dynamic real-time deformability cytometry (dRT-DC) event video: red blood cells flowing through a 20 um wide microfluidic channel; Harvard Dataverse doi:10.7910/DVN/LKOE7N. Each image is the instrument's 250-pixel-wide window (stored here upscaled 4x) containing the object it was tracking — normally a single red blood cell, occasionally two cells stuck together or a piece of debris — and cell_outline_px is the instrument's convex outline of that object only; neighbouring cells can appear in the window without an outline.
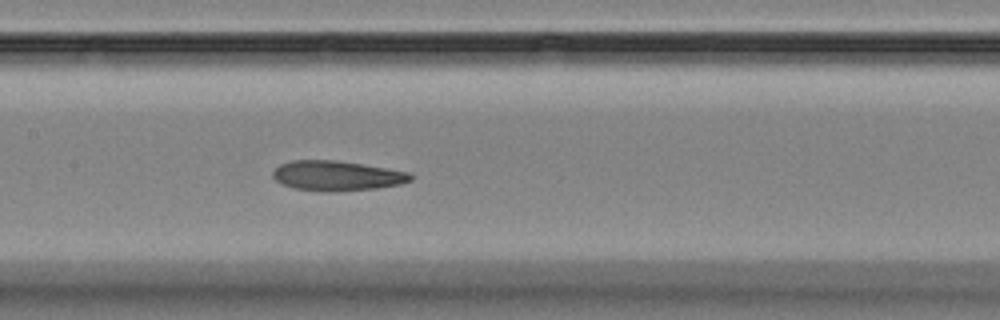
{"species": "Egyptian fruit bat (a non-hibernating species)", "species_latin": "Rousettus aegyptiacus", "temperature_condition": "room temperature", "stored_images_in_passage": 6, "camera_frame_rate_fps": 3000, "um_per_image_px": 0.085, "animal": {"sex": "female"}, "frame": {"image": 1, "passage_image": 6, "time_ms": 7.0, "image_size_px": [1000, 320], "cell_outline_px": [[412, 180], [400, 184], [376, 188], [332, 192], [324, 192], [292, 188], [280, 184], [272, 176], [272, 172], [280, 164], [292, 160], [336, 160], [412, 172]], "centroid_in_image_um": [28.61, 14.94], "position_along_channel_um": 178.8, "area_um2": 24.22}}